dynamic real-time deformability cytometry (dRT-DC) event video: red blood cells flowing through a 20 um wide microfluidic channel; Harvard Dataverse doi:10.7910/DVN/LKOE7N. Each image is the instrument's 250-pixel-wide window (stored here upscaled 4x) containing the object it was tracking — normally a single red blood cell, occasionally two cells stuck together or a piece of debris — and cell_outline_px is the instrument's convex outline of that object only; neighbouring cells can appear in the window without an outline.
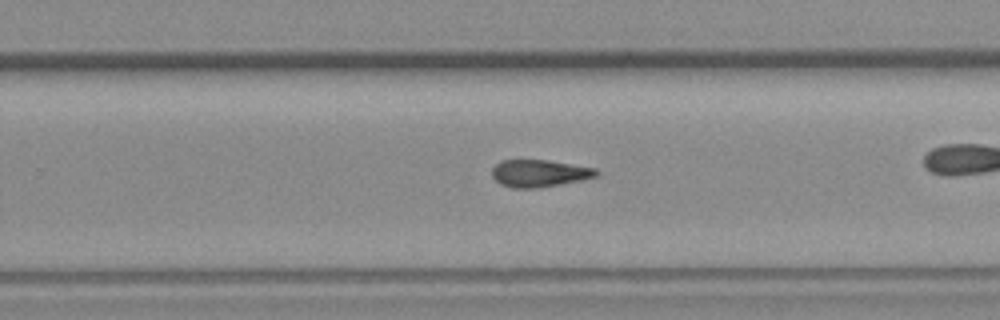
{"species": "common noctule bat (a hibernating species)", "species_latin": "Nyctalus noctula", "temperature_condition": "room temperature", "stored_images_in_passage": 33, "camera_frame_rate_fps": 3000, "um_per_image_px": 0.085, "animal": {"sex": "female", "body_mass_g": 19.3, "forearm_length_mm": 54.1}, "frame": {"image": 1, "passage_image": 24, "time_ms": 7.667, "image_size_px": [1000, 320], "cell_outline_px": [[600, 176], [540, 188], [512, 188], [500, 184], [492, 176], [492, 168], [500, 160], [548, 160], [596, 168], [600, 172]], "centroid_in_image_um": [45.86, 14.73], "position_along_channel_um": 283.9, "area_um2": 16.7}}